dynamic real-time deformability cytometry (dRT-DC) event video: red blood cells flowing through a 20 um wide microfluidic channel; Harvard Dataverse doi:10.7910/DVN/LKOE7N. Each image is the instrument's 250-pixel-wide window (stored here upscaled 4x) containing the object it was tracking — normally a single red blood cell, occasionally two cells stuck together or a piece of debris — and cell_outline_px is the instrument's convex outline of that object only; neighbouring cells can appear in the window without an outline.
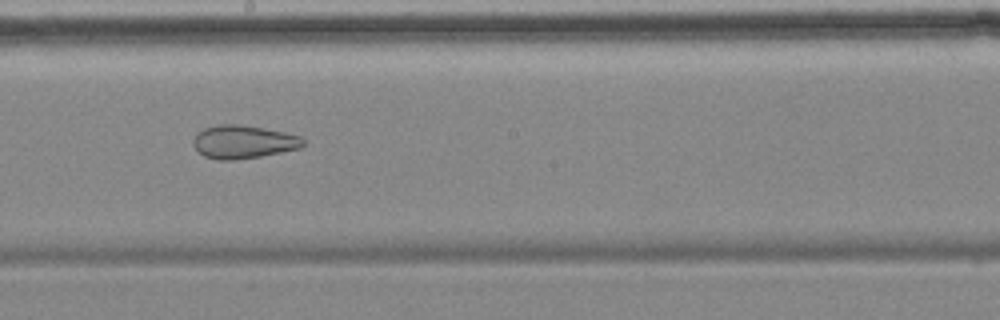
{"species": "common noctule bat (a hibernating species)", "species_latin": "Nyctalus noctula", "temperature_condition": "cold", "stored_images_in_passage": 9, "camera_frame_rate_fps": 3000, "um_per_image_px": 0.085, "animal": {"sex": "female", "body_mass_g": 18.4}, "frame": {"image": 1, "passage_image": 8, "time_ms": 8.333, "image_size_px": [1000, 320], "cell_outline_px": [[304, 144], [300, 148], [260, 156], [232, 160], [216, 160], [204, 156], [192, 144], [192, 140], [196, 132], [204, 128], [220, 124], [236, 124], [264, 128], [284, 132], [300, 136], [304, 140]], "centroid_in_image_um": [20.65, 12.05], "position_along_channel_um": 227.6, "area_um2": 21.21}}